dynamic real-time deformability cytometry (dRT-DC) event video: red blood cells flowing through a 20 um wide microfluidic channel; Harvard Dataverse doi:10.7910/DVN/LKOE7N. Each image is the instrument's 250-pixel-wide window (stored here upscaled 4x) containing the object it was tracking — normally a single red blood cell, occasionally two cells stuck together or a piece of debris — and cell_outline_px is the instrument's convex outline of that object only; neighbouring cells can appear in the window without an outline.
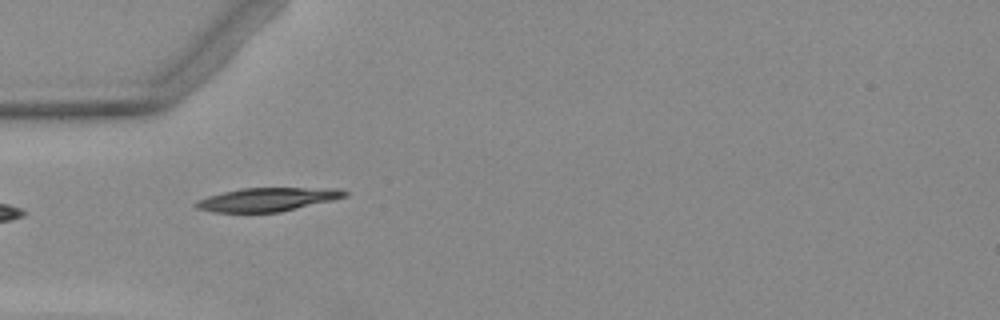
{"species": "Egyptian fruit bat (a non-hibernating species)", "species_latin": "Rousettus aegyptiacus", "temperature_condition": "warm", "stored_images_in_passage": 6, "camera_frame_rate_fps": 3000, "um_per_image_px": 0.085, "animal": {"sex": "female"}, "frame": {"image": 1, "passage_image": 5, "time_ms": 4.667, "image_size_px": [1000, 320], "cell_outline_px": [[348, 196], [332, 200], [280, 212], [212, 212], [196, 208], [192, 204], [196, 200], [208, 196], [240, 188], [344, 188], [348, 192]], "centroid_in_image_um": [22.73, 16.95], "position_along_channel_um": 62.3, "area_um2": 20.52}}
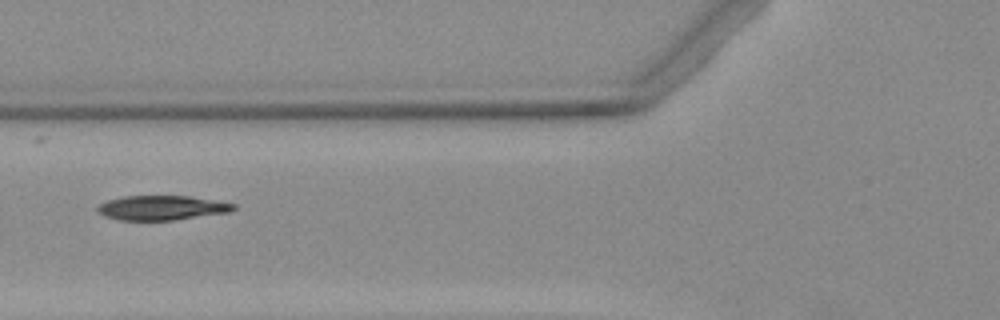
{"frame": {"image": 2, "passage_image": 6, "time_ms": 6.0, "image_size_px": [1000, 320], "cell_outline_px": [[236, 208], [232, 212], [176, 220], [120, 220], [104, 216], [96, 212], [96, 204], [108, 200], [124, 196], [192, 196], [236, 204]], "centroid_in_image_um": [13.75, 17.66], "position_along_channel_um": 112.1, "area_um2": 19.77}}